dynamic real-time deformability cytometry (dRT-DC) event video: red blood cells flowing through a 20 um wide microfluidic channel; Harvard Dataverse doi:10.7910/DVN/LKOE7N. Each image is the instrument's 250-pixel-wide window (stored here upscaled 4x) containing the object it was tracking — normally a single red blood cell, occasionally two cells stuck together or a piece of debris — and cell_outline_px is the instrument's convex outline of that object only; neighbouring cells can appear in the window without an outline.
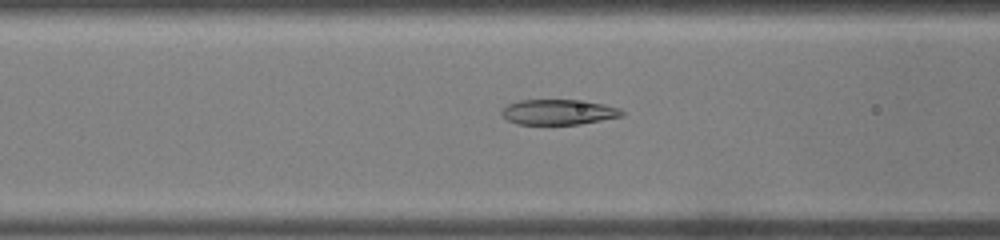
{"species": "common noctule bat (a hibernating species)", "species_latin": "Nyctalus noctula", "temperature_condition": "warm", "stored_images_in_passage": 29, "camera_frame_rate_fps": 3000, "um_per_image_px": 0.085, "animal": {"sex": "male", "body_mass_g": 19.0, "forearm_length_mm": 50.8}, "frame": {"image": 1, "passage_image": 7, "time_ms": 2.0, "image_size_px": [1000, 240], "cell_outline_px": [[624, 116], [580, 124], [516, 124], [508, 120], [500, 112], [508, 104], [520, 100], [576, 100], [604, 104], [620, 108], [624, 112]], "centroid_in_image_um": [47.49, 9.53], "position_along_channel_um": 119.1, "area_um2": 17.63}}
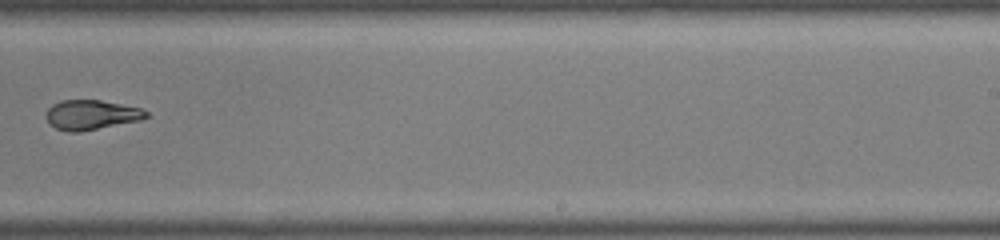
{"frame": {"image": 2, "passage_image": 16, "time_ms": 5.0, "image_size_px": [1000, 240], "cell_outline_px": [[148, 116], [140, 120], [76, 132], [68, 132], [56, 128], [48, 124], [44, 116], [48, 108], [52, 104], [60, 100], [100, 100], [140, 108], [148, 112]], "centroid_in_image_um": [7.69, 9.75], "position_along_channel_um": 281.3, "area_um2": 17.22}}
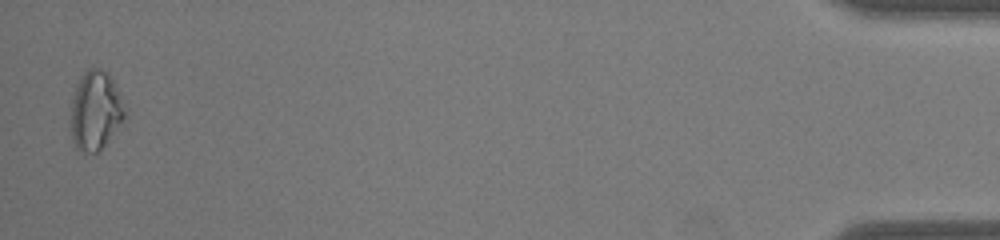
{"frame": {"image": 3, "passage_image": 29, "time_ms": 9.333, "image_size_px": [1000, 240], "cell_outline_px": [[128, 108], [124, 120], [104, 144], [96, 152], [80, 152], [76, 148], [72, 136], [72, 100], [76, 84], [84, 72], [88, 68], [100, 68], [108, 72]], "centroid_in_image_um": [8.15, 9.36], "position_along_channel_um": 427.0, "area_um2": 24.8}}